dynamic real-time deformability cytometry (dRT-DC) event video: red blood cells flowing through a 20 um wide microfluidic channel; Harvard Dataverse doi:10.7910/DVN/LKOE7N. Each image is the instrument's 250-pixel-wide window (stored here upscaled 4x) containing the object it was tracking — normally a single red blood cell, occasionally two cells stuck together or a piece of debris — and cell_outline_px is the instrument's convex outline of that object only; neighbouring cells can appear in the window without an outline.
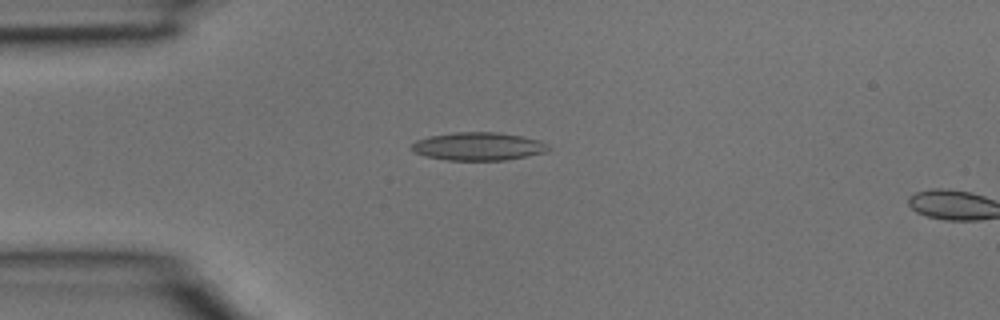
{"species": "common noctule bat (a hibernating species)", "species_latin": "Nyctalus noctula", "temperature_condition": "room temperature", "stored_images_in_passage": 4, "camera_frame_rate_fps": 3000, "um_per_image_px": 0.085, "animal": {"sex": "male", "body_mass_g": 15.6}, "frame": {"image": 1, "passage_image": 3, "time_ms": 0.667, "image_size_px": [1000, 320], "cell_outline_px": [[552, 148], [548, 152], [508, 160], [448, 160], [428, 156], [416, 152], [412, 148], [412, 144], [416, 140], [428, 136], [452, 132], [500, 132], [540, 140], [548, 144]], "centroid_in_image_um": [40.73, 12.43], "position_along_channel_um": 44.3, "area_um2": 22.48}}